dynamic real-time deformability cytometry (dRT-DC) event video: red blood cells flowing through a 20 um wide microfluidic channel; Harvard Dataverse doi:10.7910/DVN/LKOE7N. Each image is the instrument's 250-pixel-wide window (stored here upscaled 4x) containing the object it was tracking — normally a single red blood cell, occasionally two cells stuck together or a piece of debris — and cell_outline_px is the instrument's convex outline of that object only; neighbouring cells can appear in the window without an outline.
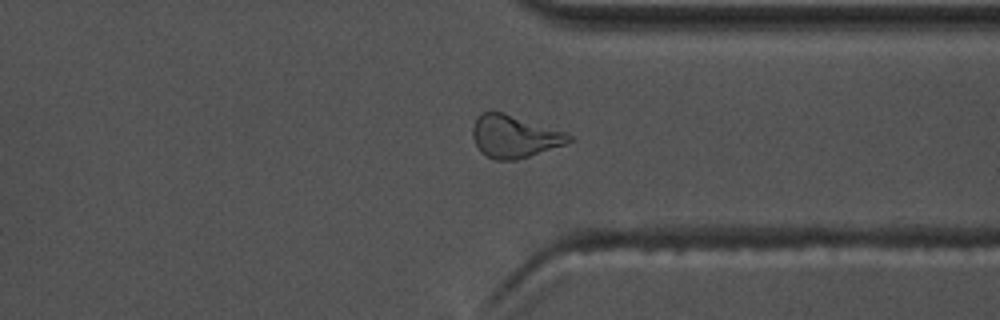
{"species": "common noctule bat (a hibernating species)", "species_latin": "Nyctalus noctula", "temperature_condition": "warm", "stored_images_in_passage": 50, "camera_frame_rate_fps": 3000, "um_per_image_px": 0.085, "animal": {"sex": "male", "body_mass_g": 17.5, "forearm_length_mm": 52.3}, "frame": {"image": 1, "passage_image": 37, "time_ms": 12.0, "image_size_px": [1000, 320], "cell_outline_px": [[572, 140], [564, 144], [516, 160], [496, 160], [480, 152], [472, 136], [472, 128], [480, 112], [504, 112], [564, 132], [572, 136]], "centroid_in_image_um": [43.67, 11.59], "position_along_channel_um": 367.7, "area_um2": 23.41}}
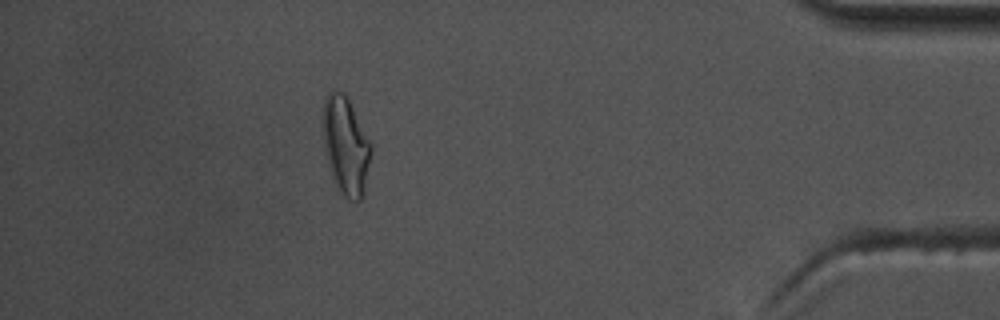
{"frame": {"image": 2, "passage_image": 44, "time_ms": 14.333, "image_size_px": [1000, 320], "cell_outline_px": [[372, 152], [364, 192], [360, 200], [348, 200], [336, 188], [332, 180], [324, 152], [320, 116], [324, 96], [332, 88], [336, 88], [348, 100], [372, 144]], "centroid_in_image_um": [29.33, 12.37], "position_along_channel_um": 405.9, "area_um2": 28.32}, "authors_computed_cell_mechanics": {"area_um2": 22.2819, "velocity_mm_per_s": 3.6827, "shape_relaxation_time_tau1_ms": 5.9035, "shape_relaxation_time_tau2_ms": 1.4986, "deformation_change_tau1": 0.1967, "deformation_change_tau2": 0.1057}}